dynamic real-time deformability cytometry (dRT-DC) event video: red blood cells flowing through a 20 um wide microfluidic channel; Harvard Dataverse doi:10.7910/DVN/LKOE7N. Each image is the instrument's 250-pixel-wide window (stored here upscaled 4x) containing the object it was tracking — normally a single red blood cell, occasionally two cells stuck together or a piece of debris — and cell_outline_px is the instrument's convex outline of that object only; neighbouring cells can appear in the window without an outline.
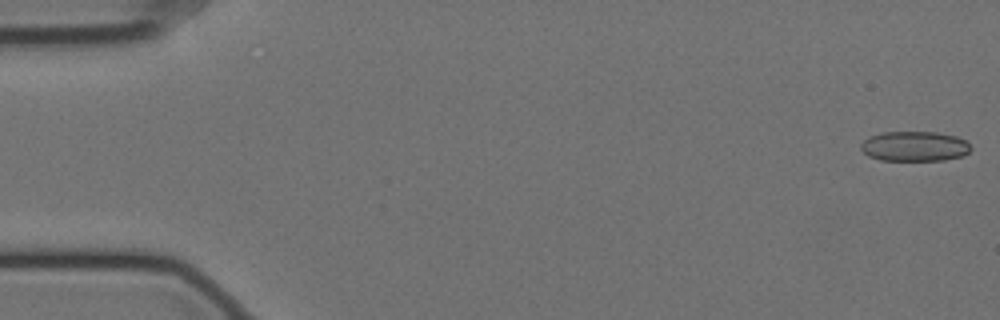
{"species": "Egyptian fruit bat (a non-hibernating species)", "species_latin": "Rousettus aegyptiacus", "temperature_condition": "cold", "stored_images_in_passage": 57, "camera_frame_rate_fps": 3000, "um_per_image_px": 0.085, "animal": {"sex": "female"}, "frame": {"image": 1, "passage_image": 1, "time_ms": 0.0, "image_size_px": [1000, 320], "cell_outline_px": [[972, 148], [964, 156], [944, 160], [880, 160], [868, 156], [860, 148], [860, 144], [868, 136], [880, 132], [936, 132], [956, 136], [964, 140]], "centroid_in_image_um": [77.71, 12.43], "position_along_channel_um": 7.3, "area_um2": 19.31}}
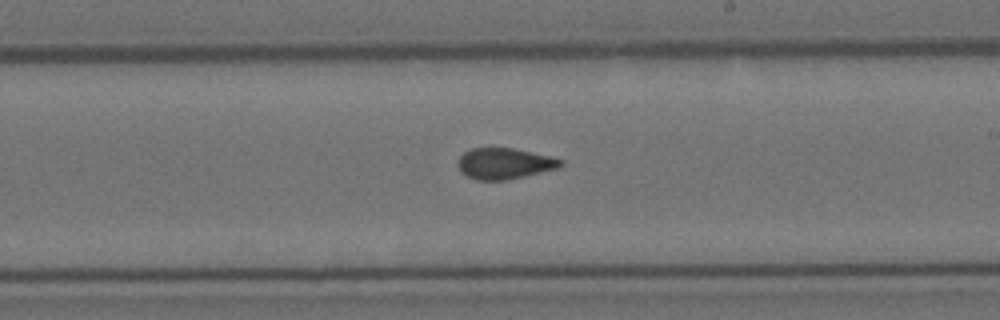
{"frame": {"image": 2, "passage_image": 33, "time_ms": 10.667, "image_size_px": [1000, 320], "cell_outline_px": [[564, 164], [560, 168], [524, 176], [504, 180], [476, 180], [460, 172], [456, 164], [456, 160], [464, 152], [472, 148], [512, 148], [552, 156], [564, 160]], "centroid_in_image_um": [42.88, 13.9], "position_along_channel_um": 246.1, "area_um2": 18.79}}
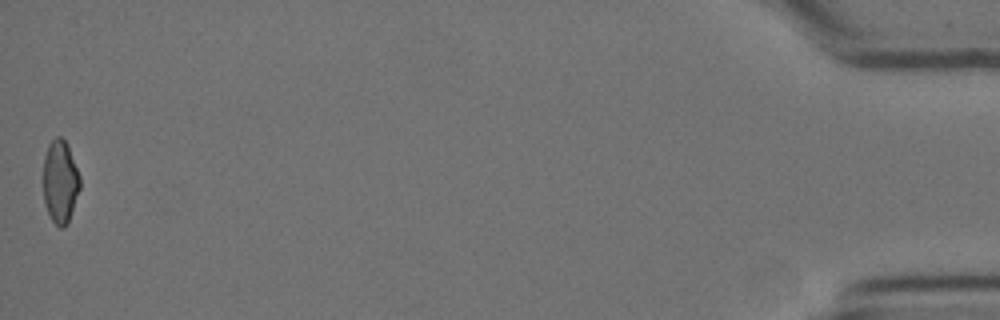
{"frame": {"image": 3, "passage_image": 57, "time_ms": 18.667, "image_size_px": [1000, 320], "cell_outline_px": [[80, 188], [68, 220], [64, 228], [60, 228], [52, 220], [48, 212], [44, 200], [44, 156], [48, 144], [56, 136], [60, 136], [64, 140], [68, 148], [80, 176]], "centroid_in_image_um": [5.11, 15.43], "position_along_channel_um": 430.1, "area_um2": 17.34}, "authors_computed_cell_mechanics": {"area_um2": 19.074, "velocity_mm_per_s": 3.5222, "shape_relaxation_time_tau1_ms": null, "shape_relaxation_time_tau2_ms": 1.8856, "deformation_change_tau1": null, "deformation_change_tau2": 0.0524}}